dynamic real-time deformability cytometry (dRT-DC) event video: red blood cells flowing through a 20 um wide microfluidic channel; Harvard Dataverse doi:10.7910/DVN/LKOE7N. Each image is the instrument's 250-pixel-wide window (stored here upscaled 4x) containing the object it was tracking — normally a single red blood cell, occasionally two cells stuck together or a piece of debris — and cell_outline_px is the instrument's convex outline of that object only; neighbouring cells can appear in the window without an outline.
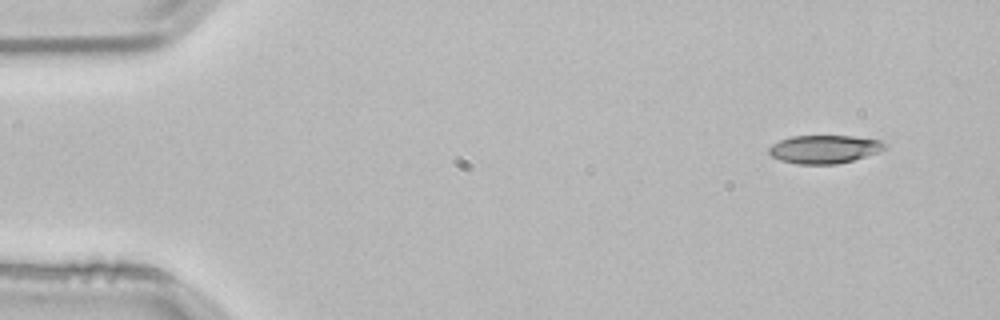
{"species": "common noctule bat (a hibernating species)", "species_latin": "Nyctalus noctula", "temperature_condition": "room temperature", "stored_images_in_passage": 3, "camera_frame_rate_fps": 3000, "um_per_image_px": 0.085, "animal": {"sex": "male", "body_mass_g": 21.5, "forearm_length_mm": 52.0}, "frame": {"image": 1, "passage_image": 1, "time_ms": 0.0, "image_size_px": [1000, 320], "cell_outline_px": [[888, 144], [880, 152], [852, 160], [836, 164], [796, 164], [780, 160], [772, 156], [768, 152], [768, 148], [772, 144], [780, 140], [792, 136], [852, 136], [884, 140]], "centroid_in_image_um": [70.09, 12.67], "position_along_channel_um": 14.9, "area_um2": 19.19}}